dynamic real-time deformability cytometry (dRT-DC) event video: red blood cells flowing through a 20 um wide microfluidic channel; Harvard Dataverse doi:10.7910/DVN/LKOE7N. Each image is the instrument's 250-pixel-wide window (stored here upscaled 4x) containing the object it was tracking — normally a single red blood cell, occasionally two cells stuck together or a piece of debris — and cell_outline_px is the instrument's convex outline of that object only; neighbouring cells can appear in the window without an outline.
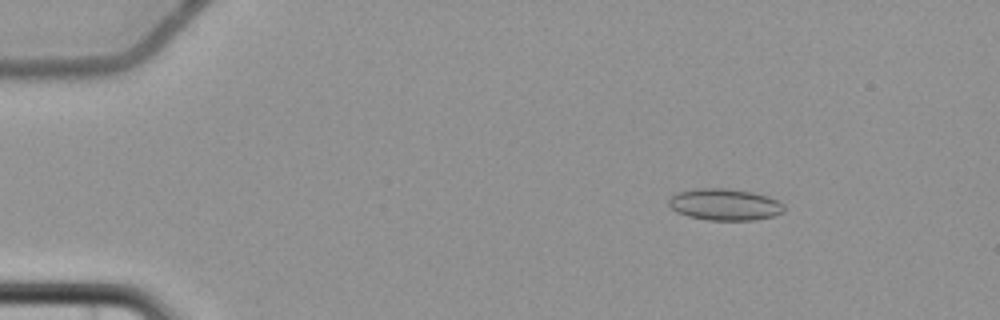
{"species": "common noctule bat (a hibernating species)", "species_latin": "Nyctalus noctula", "temperature_condition": "cold", "stored_images_in_passage": 6, "camera_frame_rate_fps": 3000, "um_per_image_px": 0.085, "animal": {"sex": "female", "body_mass_g": 22.7, "forearm_length_mm": 54.2}, "frame": {"image": 1, "passage_image": 2, "time_ms": 2.333, "image_size_px": [1000, 320], "cell_outline_px": [[784, 212], [772, 216], [756, 220], [708, 220], [688, 216], [676, 212], [668, 204], [668, 200], [676, 192], [696, 188], [728, 188], [752, 192], [768, 196], [784, 204]], "centroid_in_image_um": [61.59, 17.38], "position_along_channel_um": 23.4, "area_um2": 21.39}}
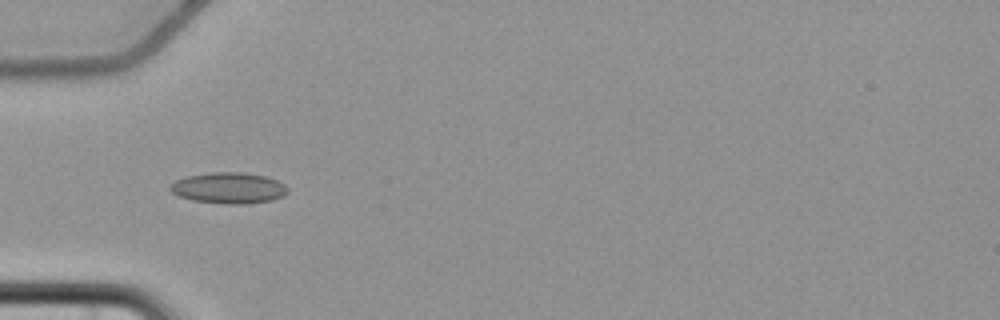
{"frame": {"image": 2, "passage_image": 5, "time_ms": 6.0, "image_size_px": [1000, 320], "cell_outline_px": [[288, 192], [284, 196], [272, 200], [244, 204], [224, 204], [192, 200], [180, 196], [172, 192], [168, 188], [176, 180], [188, 176], [212, 172], [244, 172], [264, 176], [276, 180], [284, 184], [288, 188]], "centroid_in_image_um": [19.46, 15.98], "position_along_channel_um": 65.5, "area_um2": 21.21}}
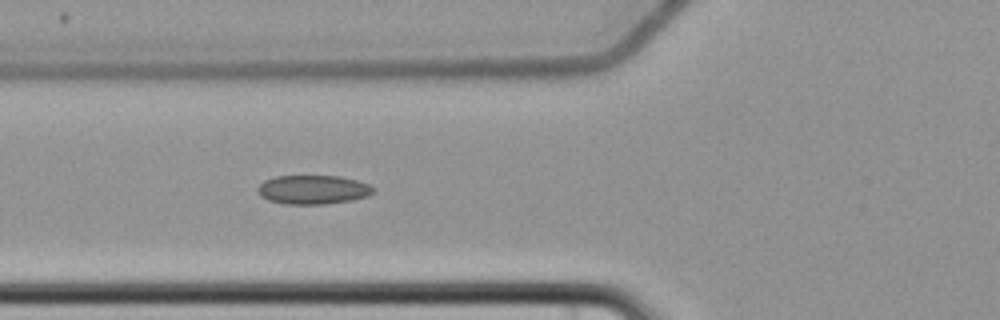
{"frame": {"image": 3, "passage_image": 6, "time_ms": 7.0, "image_size_px": [1000, 320], "cell_outline_px": [[376, 188], [368, 196], [352, 200], [324, 204], [284, 204], [268, 200], [260, 196], [256, 188], [264, 180], [276, 176], [340, 176], [356, 180], [368, 184]], "centroid_in_image_um": [26.59, 16.12], "position_along_channel_um": 99.2, "area_um2": 19.59}}